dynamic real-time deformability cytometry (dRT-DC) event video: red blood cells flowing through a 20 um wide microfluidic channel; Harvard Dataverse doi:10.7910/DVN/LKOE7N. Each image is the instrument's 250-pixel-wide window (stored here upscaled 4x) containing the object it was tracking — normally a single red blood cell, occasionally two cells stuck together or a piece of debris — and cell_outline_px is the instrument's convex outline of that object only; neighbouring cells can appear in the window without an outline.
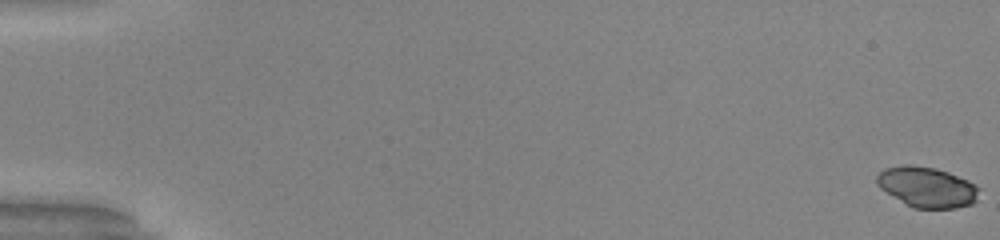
{"species": "common noctule bat (a hibernating species)", "species_latin": "Nyctalus noctula", "temperature_condition": "warm", "stored_images_in_passage": 53, "camera_frame_rate_fps": 3000, "um_per_image_px": 0.085, "animal": {"sex": "male", "body_mass_g": 20.0, "forearm_length_mm": 53.3}, "frame": {"image": 1, "passage_image": 1, "time_ms": 0.0, "image_size_px": [1000, 240], "cell_outline_px": [[980, 188], [976, 200], [972, 204], [956, 208], [912, 208], [880, 188], [876, 184], [876, 176], [884, 168], [908, 164], [932, 168], [948, 172], [968, 180]], "centroid_in_image_um": [78.79, 15.91], "position_along_channel_um": 6.2, "area_um2": 23.99}}
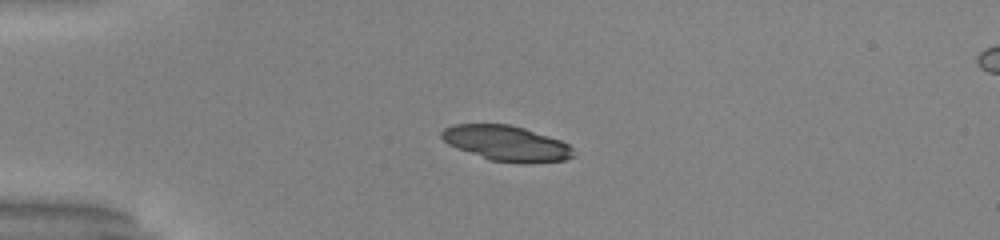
{"frame": {"image": 2, "passage_image": 15, "time_ms": 4.667, "image_size_px": [1000, 240], "cell_outline_px": [[576, 156], [564, 160], [528, 164], [520, 164], [488, 160], [456, 148], [448, 144], [440, 136], [440, 132], [444, 128], [456, 124], [508, 124], [524, 128], [560, 140], [568, 144], [572, 148]], "centroid_in_image_um": [43.05, 12.2], "position_along_channel_um": 42.0, "area_um2": 27.4}}